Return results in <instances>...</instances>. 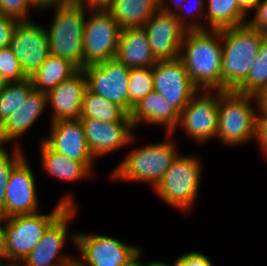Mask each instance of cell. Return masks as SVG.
Returning <instances> with one entry per match:
<instances>
[{"label":"cell","instance_id":"e0dca14e","mask_svg":"<svg viewBox=\"0 0 267 266\" xmlns=\"http://www.w3.org/2000/svg\"><path fill=\"white\" fill-rule=\"evenodd\" d=\"M157 61L179 58L180 48L187 30L174 14L160 8L142 26Z\"/></svg>","mask_w":267,"mask_h":266},{"label":"cell","instance_id":"4dcf8cb0","mask_svg":"<svg viewBox=\"0 0 267 266\" xmlns=\"http://www.w3.org/2000/svg\"><path fill=\"white\" fill-rule=\"evenodd\" d=\"M192 3L195 5L193 6ZM205 3H206L205 1L186 0L179 7L178 11L174 14L177 17L180 24L187 31L206 30L205 10H203ZM198 15H200V16H198ZM197 16L201 17L200 19L202 22L200 20L199 21L195 20L197 18Z\"/></svg>","mask_w":267,"mask_h":266},{"label":"cell","instance_id":"ab89813d","mask_svg":"<svg viewBox=\"0 0 267 266\" xmlns=\"http://www.w3.org/2000/svg\"><path fill=\"white\" fill-rule=\"evenodd\" d=\"M77 4L81 5L87 11L108 10L113 0H76Z\"/></svg>","mask_w":267,"mask_h":266},{"label":"cell","instance_id":"ac0fdd59","mask_svg":"<svg viewBox=\"0 0 267 266\" xmlns=\"http://www.w3.org/2000/svg\"><path fill=\"white\" fill-rule=\"evenodd\" d=\"M87 89L86 76L83 69H78L69 78L51 89L47 95V103L51 108V122L79 119L81 104Z\"/></svg>","mask_w":267,"mask_h":266},{"label":"cell","instance_id":"e575fe53","mask_svg":"<svg viewBox=\"0 0 267 266\" xmlns=\"http://www.w3.org/2000/svg\"><path fill=\"white\" fill-rule=\"evenodd\" d=\"M20 20L0 14V48L10 46L14 30Z\"/></svg>","mask_w":267,"mask_h":266},{"label":"cell","instance_id":"52a82bcc","mask_svg":"<svg viewBox=\"0 0 267 266\" xmlns=\"http://www.w3.org/2000/svg\"><path fill=\"white\" fill-rule=\"evenodd\" d=\"M202 163L198 156L178 155L153 191L166 204L190 213L200 192Z\"/></svg>","mask_w":267,"mask_h":266},{"label":"cell","instance_id":"7bdbcfd3","mask_svg":"<svg viewBox=\"0 0 267 266\" xmlns=\"http://www.w3.org/2000/svg\"><path fill=\"white\" fill-rule=\"evenodd\" d=\"M261 0H237L240 8L248 15L254 11Z\"/></svg>","mask_w":267,"mask_h":266},{"label":"cell","instance_id":"c3c4849f","mask_svg":"<svg viewBox=\"0 0 267 266\" xmlns=\"http://www.w3.org/2000/svg\"><path fill=\"white\" fill-rule=\"evenodd\" d=\"M6 84H7V81L0 74V92L5 88Z\"/></svg>","mask_w":267,"mask_h":266},{"label":"cell","instance_id":"44dd1931","mask_svg":"<svg viewBox=\"0 0 267 266\" xmlns=\"http://www.w3.org/2000/svg\"><path fill=\"white\" fill-rule=\"evenodd\" d=\"M130 119L135 130L144 123L162 125L166 128L165 133H175L178 130L180 113L162 95L152 91L133 106Z\"/></svg>","mask_w":267,"mask_h":266},{"label":"cell","instance_id":"ee69618b","mask_svg":"<svg viewBox=\"0 0 267 266\" xmlns=\"http://www.w3.org/2000/svg\"><path fill=\"white\" fill-rule=\"evenodd\" d=\"M39 9L40 11H46L49 7L62 2L61 0H31Z\"/></svg>","mask_w":267,"mask_h":266},{"label":"cell","instance_id":"83f0119b","mask_svg":"<svg viewBox=\"0 0 267 266\" xmlns=\"http://www.w3.org/2000/svg\"><path fill=\"white\" fill-rule=\"evenodd\" d=\"M33 89V83L30 78L21 82L6 84L5 88L0 92V126L24 103Z\"/></svg>","mask_w":267,"mask_h":266},{"label":"cell","instance_id":"2e32d148","mask_svg":"<svg viewBox=\"0 0 267 266\" xmlns=\"http://www.w3.org/2000/svg\"><path fill=\"white\" fill-rule=\"evenodd\" d=\"M84 129L89 151L95 160L136 141L132 122H103L91 118H79Z\"/></svg>","mask_w":267,"mask_h":266},{"label":"cell","instance_id":"bcb514c9","mask_svg":"<svg viewBox=\"0 0 267 266\" xmlns=\"http://www.w3.org/2000/svg\"><path fill=\"white\" fill-rule=\"evenodd\" d=\"M55 266H79V261L78 258H76L75 256H73L72 259L66 260L58 265Z\"/></svg>","mask_w":267,"mask_h":266},{"label":"cell","instance_id":"9a60e30c","mask_svg":"<svg viewBox=\"0 0 267 266\" xmlns=\"http://www.w3.org/2000/svg\"><path fill=\"white\" fill-rule=\"evenodd\" d=\"M154 91L162 95L179 113L199 90L190 80L182 61H158L152 67Z\"/></svg>","mask_w":267,"mask_h":266},{"label":"cell","instance_id":"7a4b0ae2","mask_svg":"<svg viewBox=\"0 0 267 266\" xmlns=\"http://www.w3.org/2000/svg\"><path fill=\"white\" fill-rule=\"evenodd\" d=\"M265 38L248 23L221 29V91L235 90L247 78Z\"/></svg>","mask_w":267,"mask_h":266},{"label":"cell","instance_id":"603a6c76","mask_svg":"<svg viewBox=\"0 0 267 266\" xmlns=\"http://www.w3.org/2000/svg\"><path fill=\"white\" fill-rule=\"evenodd\" d=\"M41 166L46 174L58 180L77 182L95 175L94 162H80L53 151L43 140L40 143Z\"/></svg>","mask_w":267,"mask_h":266},{"label":"cell","instance_id":"6da1fadb","mask_svg":"<svg viewBox=\"0 0 267 266\" xmlns=\"http://www.w3.org/2000/svg\"><path fill=\"white\" fill-rule=\"evenodd\" d=\"M179 59L199 90L221 91V29L187 31Z\"/></svg>","mask_w":267,"mask_h":266},{"label":"cell","instance_id":"681fc988","mask_svg":"<svg viewBox=\"0 0 267 266\" xmlns=\"http://www.w3.org/2000/svg\"><path fill=\"white\" fill-rule=\"evenodd\" d=\"M0 266H22V264L21 263H16V262H11V263L0 265Z\"/></svg>","mask_w":267,"mask_h":266},{"label":"cell","instance_id":"836d02e7","mask_svg":"<svg viewBox=\"0 0 267 266\" xmlns=\"http://www.w3.org/2000/svg\"><path fill=\"white\" fill-rule=\"evenodd\" d=\"M33 8L40 10L31 0H0V14L18 20H29Z\"/></svg>","mask_w":267,"mask_h":266},{"label":"cell","instance_id":"f907efd6","mask_svg":"<svg viewBox=\"0 0 267 266\" xmlns=\"http://www.w3.org/2000/svg\"><path fill=\"white\" fill-rule=\"evenodd\" d=\"M5 147V145L3 144L2 140H1V136H0V149Z\"/></svg>","mask_w":267,"mask_h":266},{"label":"cell","instance_id":"8d00e7d4","mask_svg":"<svg viewBox=\"0 0 267 266\" xmlns=\"http://www.w3.org/2000/svg\"><path fill=\"white\" fill-rule=\"evenodd\" d=\"M254 10V16H249L247 23L260 33L267 34V0H261Z\"/></svg>","mask_w":267,"mask_h":266},{"label":"cell","instance_id":"60d3db41","mask_svg":"<svg viewBox=\"0 0 267 266\" xmlns=\"http://www.w3.org/2000/svg\"><path fill=\"white\" fill-rule=\"evenodd\" d=\"M9 256L6 244V235L3 229L2 218H0V265L8 264Z\"/></svg>","mask_w":267,"mask_h":266},{"label":"cell","instance_id":"1f68e13d","mask_svg":"<svg viewBox=\"0 0 267 266\" xmlns=\"http://www.w3.org/2000/svg\"><path fill=\"white\" fill-rule=\"evenodd\" d=\"M12 154L6 146L0 149V211L4 208L6 198V185L14 167L25 157L20 146L13 147Z\"/></svg>","mask_w":267,"mask_h":266},{"label":"cell","instance_id":"4316f807","mask_svg":"<svg viewBox=\"0 0 267 266\" xmlns=\"http://www.w3.org/2000/svg\"><path fill=\"white\" fill-rule=\"evenodd\" d=\"M80 118H91L103 122H132L120 106L86 89L81 104Z\"/></svg>","mask_w":267,"mask_h":266},{"label":"cell","instance_id":"f1b7e54d","mask_svg":"<svg viewBox=\"0 0 267 266\" xmlns=\"http://www.w3.org/2000/svg\"><path fill=\"white\" fill-rule=\"evenodd\" d=\"M267 86V37L263 40L247 78L234 90L254 95Z\"/></svg>","mask_w":267,"mask_h":266},{"label":"cell","instance_id":"4fadbf2b","mask_svg":"<svg viewBox=\"0 0 267 266\" xmlns=\"http://www.w3.org/2000/svg\"><path fill=\"white\" fill-rule=\"evenodd\" d=\"M27 78L33 76L50 55L45 27L31 20H20L9 46Z\"/></svg>","mask_w":267,"mask_h":266},{"label":"cell","instance_id":"816d5d0a","mask_svg":"<svg viewBox=\"0 0 267 266\" xmlns=\"http://www.w3.org/2000/svg\"><path fill=\"white\" fill-rule=\"evenodd\" d=\"M62 2H66V1H76V0H61Z\"/></svg>","mask_w":267,"mask_h":266},{"label":"cell","instance_id":"d6a6232c","mask_svg":"<svg viewBox=\"0 0 267 266\" xmlns=\"http://www.w3.org/2000/svg\"><path fill=\"white\" fill-rule=\"evenodd\" d=\"M0 74L7 83L21 82L27 79L18 58L10 47L0 48Z\"/></svg>","mask_w":267,"mask_h":266},{"label":"cell","instance_id":"277c9868","mask_svg":"<svg viewBox=\"0 0 267 266\" xmlns=\"http://www.w3.org/2000/svg\"><path fill=\"white\" fill-rule=\"evenodd\" d=\"M66 193L51 210V213H33L2 218L6 235L9 263H21L34 249L47 229L69 208L77 207V200Z\"/></svg>","mask_w":267,"mask_h":266},{"label":"cell","instance_id":"f35d334b","mask_svg":"<svg viewBox=\"0 0 267 266\" xmlns=\"http://www.w3.org/2000/svg\"><path fill=\"white\" fill-rule=\"evenodd\" d=\"M257 104V119L267 120V86L254 94Z\"/></svg>","mask_w":267,"mask_h":266},{"label":"cell","instance_id":"f6af8a7d","mask_svg":"<svg viewBox=\"0 0 267 266\" xmlns=\"http://www.w3.org/2000/svg\"><path fill=\"white\" fill-rule=\"evenodd\" d=\"M143 249H141L134 257H132L127 263L122 266H146V262L140 261Z\"/></svg>","mask_w":267,"mask_h":266},{"label":"cell","instance_id":"cb8c5ba5","mask_svg":"<svg viewBox=\"0 0 267 266\" xmlns=\"http://www.w3.org/2000/svg\"><path fill=\"white\" fill-rule=\"evenodd\" d=\"M159 9V0H113L107 10L120 27H142Z\"/></svg>","mask_w":267,"mask_h":266},{"label":"cell","instance_id":"74e56055","mask_svg":"<svg viewBox=\"0 0 267 266\" xmlns=\"http://www.w3.org/2000/svg\"><path fill=\"white\" fill-rule=\"evenodd\" d=\"M256 141L262 155L267 159V120L257 119Z\"/></svg>","mask_w":267,"mask_h":266},{"label":"cell","instance_id":"30bf717a","mask_svg":"<svg viewBox=\"0 0 267 266\" xmlns=\"http://www.w3.org/2000/svg\"><path fill=\"white\" fill-rule=\"evenodd\" d=\"M79 266H122L142 248L103 234L76 233Z\"/></svg>","mask_w":267,"mask_h":266},{"label":"cell","instance_id":"3957f363","mask_svg":"<svg viewBox=\"0 0 267 266\" xmlns=\"http://www.w3.org/2000/svg\"><path fill=\"white\" fill-rule=\"evenodd\" d=\"M173 136L174 133H165L166 139L160 143L130 150L111 172L112 180L147 182L154 188L179 155Z\"/></svg>","mask_w":267,"mask_h":266},{"label":"cell","instance_id":"8992f818","mask_svg":"<svg viewBox=\"0 0 267 266\" xmlns=\"http://www.w3.org/2000/svg\"><path fill=\"white\" fill-rule=\"evenodd\" d=\"M254 95L219 90L216 137L225 146H240L256 139L257 104Z\"/></svg>","mask_w":267,"mask_h":266},{"label":"cell","instance_id":"ffe728a7","mask_svg":"<svg viewBox=\"0 0 267 266\" xmlns=\"http://www.w3.org/2000/svg\"><path fill=\"white\" fill-rule=\"evenodd\" d=\"M47 106L46 93L33 89L24 103L0 126L3 144L6 146L13 141L15 146H20L17 140L35 125Z\"/></svg>","mask_w":267,"mask_h":266},{"label":"cell","instance_id":"7c38bea8","mask_svg":"<svg viewBox=\"0 0 267 266\" xmlns=\"http://www.w3.org/2000/svg\"><path fill=\"white\" fill-rule=\"evenodd\" d=\"M87 89L120 106L128 114L130 68L116 59L83 68Z\"/></svg>","mask_w":267,"mask_h":266},{"label":"cell","instance_id":"5b68a950","mask_svg":"<svg viewBox=\"0 0 267 266\" xmlns=\"http://www.w3.org/2000/svg\"><path fill=\"white\" fill-rule=\"evenodd\" d=\"M54 7L50 27H45L49 53L83 69V30L87 10L75 1L60 2Z\"/></svg>","mask_w":267,"mask_h":266},{"label":"cell","instance_id":"ba28073f","mask_svg":"<svg viewBox=\"0 0 267 266\" xmlns=\"http://www.w3.org/2000/svg\"><path fill=\"white\" fill-rule=\"evenodd\" d=\"M121 29L107 10L87 11L83 30V68L115 59Z\"/></svg>","mask_w":267,"mask_h":266},{"label":"cell","instance_id":"8fae6325","mask_svg":"<svg viewBox=\"0 0 267 266\" xmlns=\"http://www.w3.org/2000/svg\"><path fill=\"white\" fill-rule=\"evenodd\" d=\"M77 208L69 207L47 229L34 249L22 260V266H55L72 259V256L62 254V249H65L68 241L75 247L76 232H68L69 224L77 216Z\"/></svg>","mask_w":267,"mask_h":266},{"label":"cell","instance_id":"d4e9b609","mask_svg":"<svg viewBox=\"0 0 267 266\" xmlns=\"http://www.w3.org/2000/svg\"><path fill=\"white\" fill-rule=\"evenodd\" d=\"M206 29L219 30L246 24L248 15L237 0H206Z\"/></svg>","mask_w":267,"mask_h":266},{"label":"cell","instance_id":"d6986e66","mask_svg":"<svg viewBox=\"0 0 267 266\" xmlns=\"http://www.w3.org/2000/svg\"><path fill=\"white\" fill-rule=\"evenodd\" d=\"M50 136L43 140L53 151L80 162H95L86 143L80 119L50 123Z\"/></svg>","mask_w":267,"mask_h":266},{"label":"cell","instance_id":"7402d4cb","mask_svg":"<svg viewBox=\"0 0 267 266\" xmlns=\"http://www.w3.org/2000/svg\"><path fill=\"white\" fill-rule=\"evenodd\" d=\"M115 59L128 68H149L158 61L143 27L121 29Z\"/></svg>","mask_w":267,"mask_h":266},{"label":"cell","instance_id":"b9f144b4","mask_svg":"<svg viewBox=\"0 0 267 266\" xmlns=\"http://www.w3.org/2000/svg\"><path fill=\"white\" fill-rule=\"evenodd\" d=\"M159 0V8L166 13L175 14L186 0ZM173 4V5H172ZM175 8H174V7Z\"/></svg>","mask_w":267,"mask_h":266},{"label":"cell","instance_id":"484cf974","mask_svg":"<svg viewBox=\"0 0 267 266\" xmlns=\"http://www.w3.org/2000/svg\"><path fill=\"white\" fill-rule=\"evenodd\" d=\"M77 70L78 68L69 60L50 54L30 79L34 90L48 93Z\"/></svg>","mask_w":267,"mask_h":266},{"label":"cell","instance_id":"d590c367","mask_svg":"<svg viewBox=\"0 0 267 266\" xmlns=\"http://www.w3.org/2000/svg\"><path fill=\"white\" fill-rule=\"evenodd\" d=\"M175 260L174 266H214L208 256L198 251L183 253Z\"/></svg>","mask_w":267,"mask_h":266},{"label":"cell","instance_id":"9c48e42d","mask_svg":"<svg viewBox=\"0 0 267 266\" xmlns=\"http://www.w3.org/2000/svg\"><path fill=\"white\" fill-rule=\"evenodd\" d=\"M218 109L219 90H198L181 111L177 128L198 144L216 139Z\"/></svg>","mask_w":267,"mask_h":266},{"label":"cell","instance_id":"f546056e","mask_svg":"<svg viewBox=\"0 0 267 266\" xmlns=\"http://www.w3.org/2000/svg\"><path fill=\"white\" fill-rule=\"evenodd\" d=\"M154 91V77L152 67L130 68L128 82V115L133 106L150 92Z\"/></svg>","mask_w":267,"mask_h":266},{"label":"cell","instance_id":"5bb4252c","mask_svg":"<svg viewBox=\"0 0 267 266\" xmlns=\"http://www.w3.org/2000/svg\"><path fill=\"white\" fill-rule=\"evenodd\" d=\"M26 156L12 170L6 185L4 208L0 218L33 214L40 211L37 180Z\"/></svg>","mask_w":267,"mask_h":266},{"label":"cell","instance_id":"7dc6e473","mask_svg":"<svg viewBox=\"0 0 267 266\" xmlns=\"http://www.w3.org/2000/svg\"><path fill=\"white\" fill-rule=\"evenodd\" d=\"M146 266H174V264H169L165 263L162 261H151V262H146Z\"/></svg>","mask_w":267,"mask_h":266}]
</instances>
